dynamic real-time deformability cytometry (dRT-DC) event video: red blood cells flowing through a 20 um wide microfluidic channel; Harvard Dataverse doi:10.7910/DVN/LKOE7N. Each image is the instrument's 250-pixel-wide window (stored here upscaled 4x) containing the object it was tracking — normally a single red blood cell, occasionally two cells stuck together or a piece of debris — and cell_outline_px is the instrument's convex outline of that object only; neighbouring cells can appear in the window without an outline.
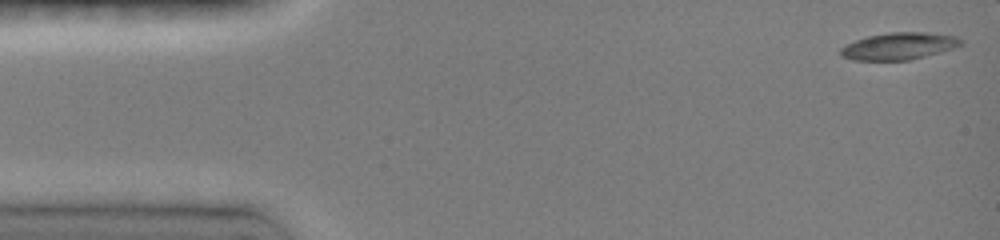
{"species": "common noctule bat (a hibernating species)", "species_latin": "Nyctalus noctula", "temperature_condition": "room temperature", "stored_images_in_passage": 50, "camera_frame_rate_fps": 3000, "um_per_image_px": 0.085, "animal": {"sex": "female", "body_mass_g": 19.0, "forearm_length_mm": 51.5}, "frame": {"image": 1, "passage_image": 1, "time_ms": 0.0, "image_size_px": [1000, 240], "cell_outline_px": [[964, 44], [940, 52], [908, 60], [852, 60], [840, 56], [840, 48], [856, 40], [868, 36], [888, 32], [924, 32], [956, 36], [964, 40]], "centroid_in_image_um": [76.41, 3.91], "position_along_channel_um": 8.6, "area_um2": 18.9}}
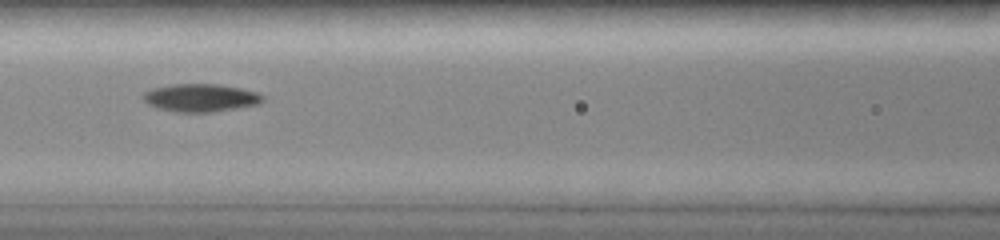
{"frame": {"image": 2, "passage_image": 27, "time_ms": 6.333, "image_size_px": [1000, 240], "cell_outline_px": [[264, 100], [256, 104], [236, 108], [212, 112], [176, 112], [156, 108], [148, 104], [140, 96], [144, 92], [152, 88], [172, 84], [216, 84], [240, 88], [256, 92], [264, 96]], "centroid_in_image_um": [16.99, 8.31], "position_along_channel_um": 149.6, "area_um2": 19.42}}
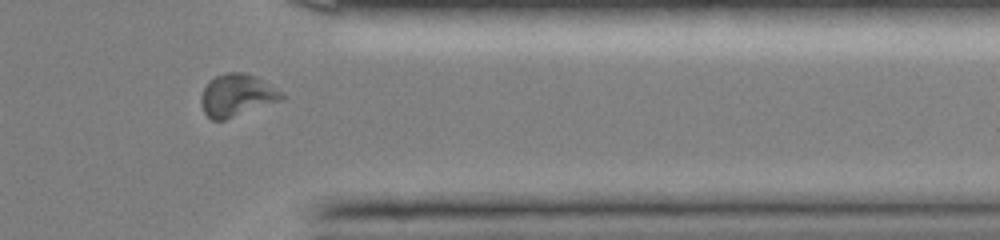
{"frame": {"image": 3, "passage_image": 41, "time_ms": 12.333, "image_size_px": [1000, 240], "cell_outline_px": [[284, 96], [280, 100], [224, 120], [212, 120], [204, 112], [200, 104], [200, 96], [208, 80], [216, 76], [228, 72], [244, 72], [256, 76], [280, 92]], "centroid_in_image_um": [20.06, 8.09], "position_along_channel_um": 391.3, "area_um2": 19.54}}